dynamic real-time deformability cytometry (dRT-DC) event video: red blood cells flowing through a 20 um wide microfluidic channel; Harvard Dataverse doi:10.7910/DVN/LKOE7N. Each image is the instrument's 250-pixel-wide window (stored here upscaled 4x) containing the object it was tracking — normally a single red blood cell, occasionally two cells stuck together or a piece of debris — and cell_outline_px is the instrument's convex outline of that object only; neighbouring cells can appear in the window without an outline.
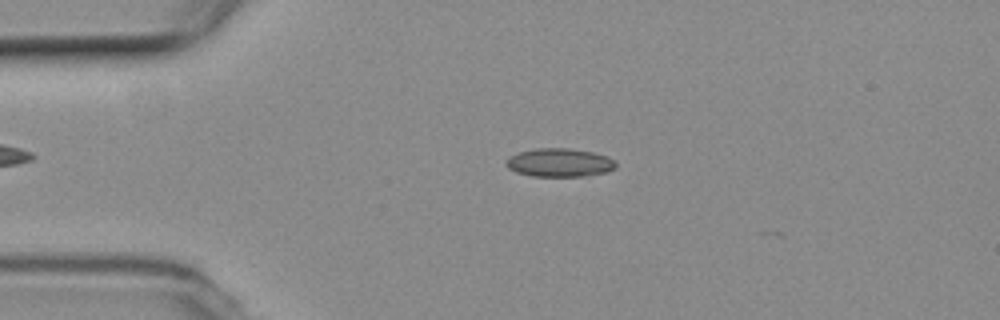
{"species": "common noctule bat (a hibernating species)", "species_latin": "Nyctalus noctula", "temperature_condition": "room temperature", "stored_images_in_passage": 7, "camera_frame_rate_fps": 3000, "um_per_image_px": 0.085, "animal": {"sex": "female", "body_mass_g": 19.3, "forearm_length_mm": 54.1}, "frame": {"image": 1, "passage_image": 4, "time_ms": 1.0, "image_size_px": [1000, 320], "cell_outline_px": [[616, 168], [604, 172], [584, 176], [532, 176], [516, 172], [508, 168], [504, 164], [504, 160], [508, 156], [520, 152], [536, 148], [568, 148], [592, 152], [604, 156], [612, 160], [616, 164]], "centroid_in_image_um": [47.48, 13.82], "position_along_channel_um": 37.5, "area_um2": 18.09}}